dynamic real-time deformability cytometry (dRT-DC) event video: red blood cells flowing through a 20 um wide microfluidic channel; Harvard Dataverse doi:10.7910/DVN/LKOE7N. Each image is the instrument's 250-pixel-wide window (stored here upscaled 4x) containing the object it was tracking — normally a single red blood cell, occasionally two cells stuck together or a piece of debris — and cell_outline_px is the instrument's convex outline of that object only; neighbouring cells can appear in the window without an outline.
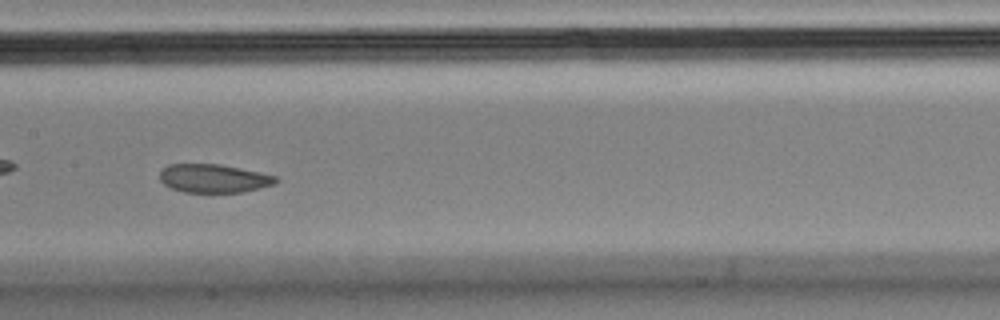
{"species": "Egyptian fruit bat (a non-hibernating species)", "species_latin": "Rousettus aegyptiacus", "temperature_condition": "cold", "stored_images_in_passage": 40, "camera_frame_rate_fps": 3000, "um_per_image_px": 0.085, "animal": {"sex": "male"}, "frame": {"image": 1, "passage_image": 12, "time_ms": 3.667, "image_size_px": [1000, 320], "cell_outline_px": [[280, 180], [276, 184], [260, 188], [240, 192], [184, 192], [172, 188], [164, 184], [160, 180], [160, 172], [168, 164], [220, 164], [260, 172], [276, 176]], "centroid_in_image_um": [18.19, 15.16], "position_along_channel_um": 189.2, "area_um2": 19.25}, "authors_computed_cell_mechanics": {"area_um2": 21.1259, "velocity_mm_per_s": 3.5428, "shape_relaxation_time_tau1_ms": null, "shape_relaxation_time_tau2_ms": 1.8339, "deformation_change_tau1": null, "deformation_change_tau2": 0.0375}}